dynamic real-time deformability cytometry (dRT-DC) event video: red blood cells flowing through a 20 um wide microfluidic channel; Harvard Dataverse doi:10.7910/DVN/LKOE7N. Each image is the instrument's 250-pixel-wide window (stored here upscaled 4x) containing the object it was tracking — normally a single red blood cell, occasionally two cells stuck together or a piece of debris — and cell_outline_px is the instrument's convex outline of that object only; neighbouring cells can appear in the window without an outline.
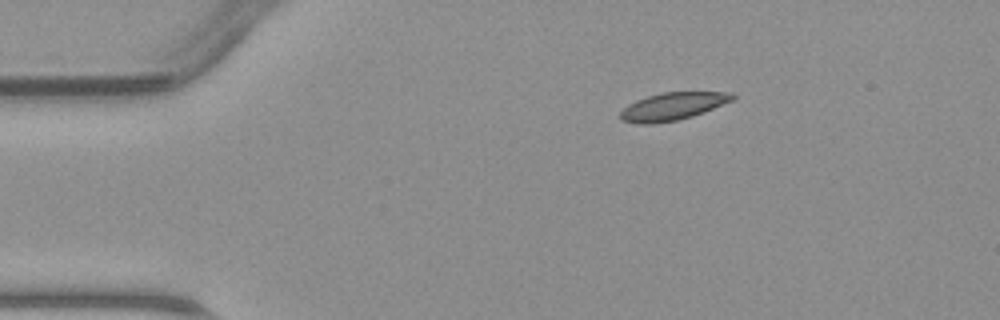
{"species": "common noctule bat (a hibernating species)", "species_latin": "Nyctalus noctula", "temperature_condition": "warm", "stored_images_in_passage": 40, "camera_frame_rate_fps": 3000, "um_per_image_px": 0.085, "animal": {"sex": "male", "body_mass_g": 23.1, "forearm_length_mm": 52.7}, "frame": {"image": 1, "passage_image": 1, "time_ms": 0.0, "image_size_px": [1000, 320], "cell_outline_px": [[736, 96], [732, 100], [704, 112], [692, 116], [676, 120], [652, 124], [636, 124], [620, 120], [620, 112], [628, 104], [636, 100], [660, 92], [732, 92]], "centroid_in_image_um": [57.14, 9.04], "position_along_channel_um": 27.9, "area_um2": 18.03}}
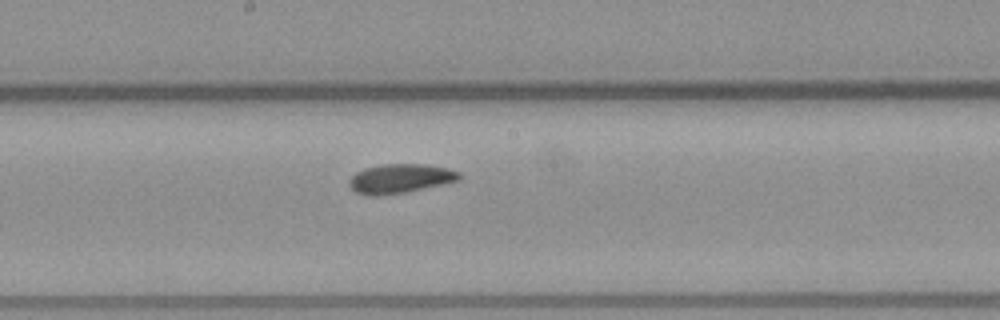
{"frame": {"image": 2, "passage_image": 18, "time_ms": 5.667, "image_size_px": [1000, 320], "cell_outline_px": [[460, 180], [404, 192], [380, 196], [368, 196], [356, 192], [348, 184], [348, 180], [356, 172], [364, 168], [384, 164], [424, 164], [448, 168], [460, 172]], "centroid_in_image_um": [33.98, 15.17], "position_along_channel_um": 214.2, "area_um2": 18.67}}
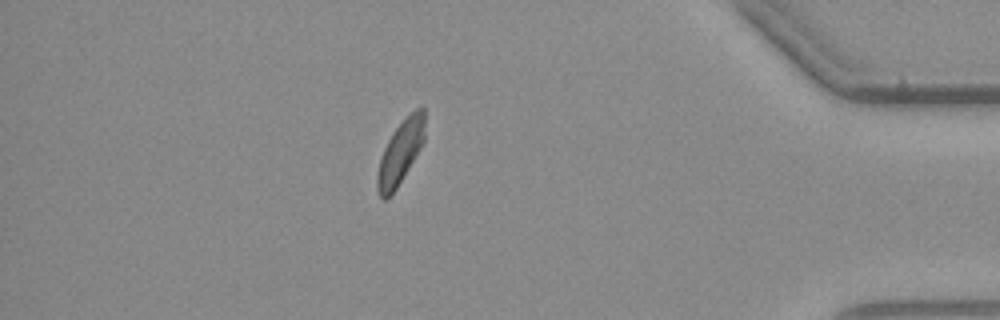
{"frame": {"image": 3, "passage_image": 34, "time_ms": 11.0, "image_size_px": [1000, 320], "cell_outline_px": [[424, 140], [420, 148], [396, 188], [384, 200], [380, 196], [376, 188], [376, 176], [380, 156], [388, 140], [396, 128], [416, 108], [424, 108]], "centroid_in_image_um": [34.0, 12.97], "position_along_channel_um": 401.2, "area_um2": 16.99}}